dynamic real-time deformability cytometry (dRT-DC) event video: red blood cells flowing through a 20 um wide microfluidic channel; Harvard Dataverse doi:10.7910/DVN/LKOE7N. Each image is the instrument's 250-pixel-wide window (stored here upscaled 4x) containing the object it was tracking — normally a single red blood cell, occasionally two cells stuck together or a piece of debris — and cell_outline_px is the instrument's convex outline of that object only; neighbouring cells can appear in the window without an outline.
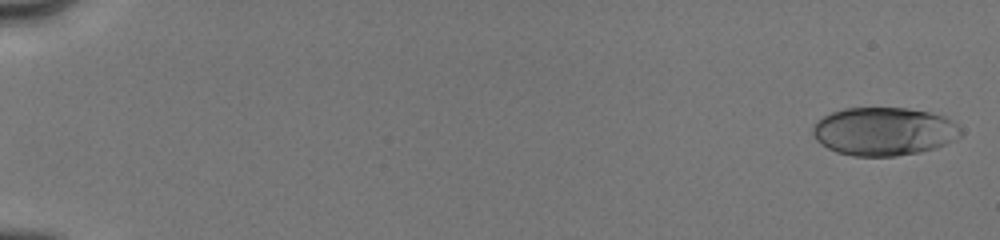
{"species": "human", "species_latin": "Homo sapiens", "temperature_condition": "cold", "stored_images_in_passage": 45, "camera_frame_rate_fps": 3000, "um_per_image_px": 0.085, "donor": {"sex": "male"}, "frame": {"image": 1, "passage_image": 2, "time_ms": 0.333, "image_size_px": [1000, 240], "cell_outline_px": [[964, 132], [960, 136], [936, 148], [920, 152], [896, 156], [852, 156], [836, 152], [820, 144], [816, 140], [812, 132], [812, 128], [816, 120], [832, 112], [844, 108], [908, 108], [928, 112], [944, 116], [956, 124]], "centroid_in_image_um": [75.11, 11.17], "position_along_channel_um": 9.9, "area_um2": 41.73}}